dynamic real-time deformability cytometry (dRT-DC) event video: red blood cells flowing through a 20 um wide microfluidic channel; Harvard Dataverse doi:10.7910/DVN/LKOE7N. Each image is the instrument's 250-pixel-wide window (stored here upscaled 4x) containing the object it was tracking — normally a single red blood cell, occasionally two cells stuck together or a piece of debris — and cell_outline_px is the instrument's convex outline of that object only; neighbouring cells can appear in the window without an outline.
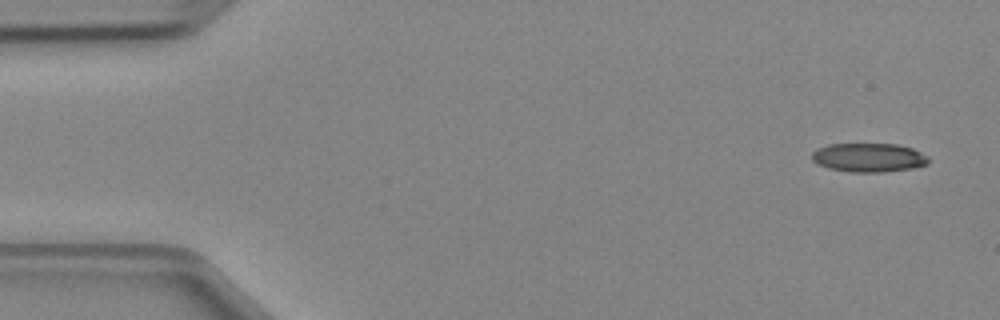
{"species": "Egyptian fruit bat (a non-hibernating species)", "species_latin": "Rousettus aegyptiacus", "temperature_condition": "cold", "stored_images_in_passage": 4, "camera_frame_rate_fps": 3000, "um_per_image_px": 0.085, "animal": {"sex": "female"}, "frame": {"image": 1, "passage_image": 1, "time_ms": 0.0, "image_size_px": [1000, 320], "cell_outline_px": [[928, 164], [912, 168], [884, 172], [848, 172], [828, 168], [816, 164], [812, 160], [812, 152], [816, 148], [828, 144], [896, 144], [912, 148], [928, 156]], "centroid_in_image_um": [73.8, 13.39], "position_along_channel_um": 11.2, "area_um2": 19.77}}
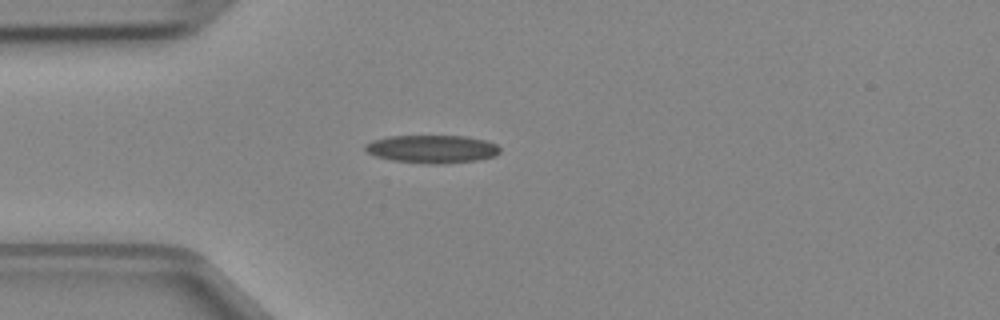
{"frame": {"image": 2, "passage_image": 4, "time_ms": 1.0, "image_size_px": [1000, 320], "cell_outline_px": [[500, 152], [496, 156], [476, 160], [444, 164], [428, 164], [392, 160], [376, 156], [368, 152], [364, 148], [364, 144], [372, 140], [388, 136], [464, 136], [488, 140], [496, 144], [500, 148]], "centroid_in_image_um": [36.74, 12.66], "position_along_channel_um": 48.3, "area_um2": 22.14}}